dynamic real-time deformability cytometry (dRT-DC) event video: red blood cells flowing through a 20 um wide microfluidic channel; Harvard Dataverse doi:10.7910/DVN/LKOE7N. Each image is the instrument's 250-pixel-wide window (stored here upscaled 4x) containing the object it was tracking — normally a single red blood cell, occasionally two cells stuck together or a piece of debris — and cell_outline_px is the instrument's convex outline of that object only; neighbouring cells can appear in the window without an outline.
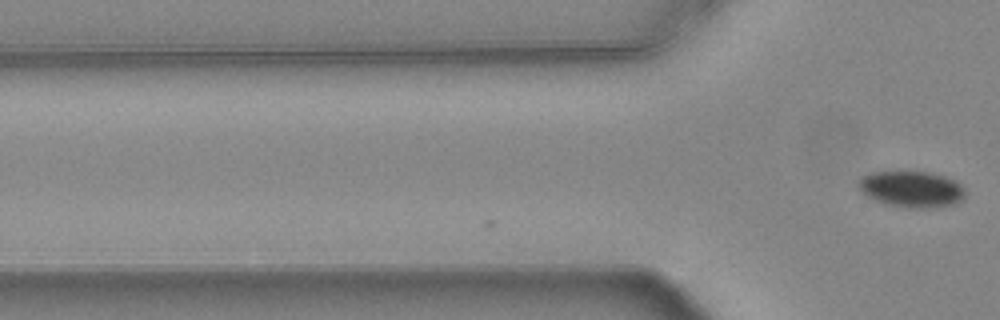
{"species": "common noctule bat (a hibernating species)", "species_latin": "Nyctalus noctula", "temperature_condition": "warm", "stored_images_in_passage": 2, "camera_frame_rate_fps": 3000, "um_per_image_px": 0.085, "animal": {"sex": "female", "body_mass_g": 24.6, "forearm_length_mm": 56.2}, "frame": {"image": 1, "passage_image": 2, "time_ms": 0.333, "image_size_px": [1000, 320], "cell_outline_px": [[964, 196], [960, 200], [952, 204], [932, 208], [912, 208], [888, 204], [876, 200], [860, 192], [856, 184], [864, 176], [872, 172], [928, 172], [944, 176], [956, 180], [964, 188]], "centroid_in_image_um": [77.48, 16.07], "position_along_channel_um": 48.3, "area_um2": 22.31}}